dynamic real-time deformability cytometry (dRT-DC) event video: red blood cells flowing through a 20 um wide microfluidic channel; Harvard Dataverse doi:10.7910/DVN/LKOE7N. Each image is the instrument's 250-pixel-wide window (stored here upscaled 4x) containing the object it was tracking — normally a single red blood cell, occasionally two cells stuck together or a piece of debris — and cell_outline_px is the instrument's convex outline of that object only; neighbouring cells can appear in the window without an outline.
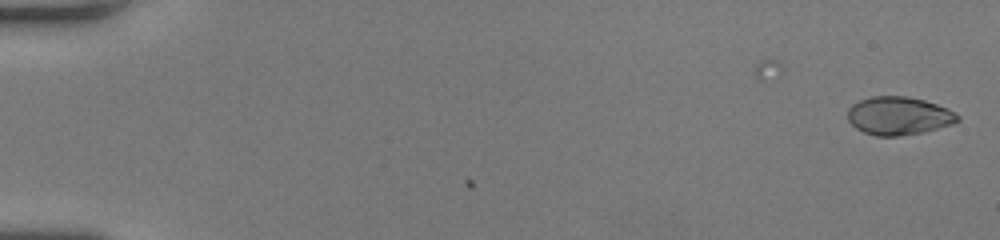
{"species": "human", "species_latin": "Homo sapiens", "temperature_condition": "room temperature", "stored_images_in_passage": 48, "camera_frame_rate_fps": 3000, "um_per_image_px": 0.085, "donor": {"sex": "female"}, "frame": {"image": 1, "passage_image": 2, "time_ms": 0.333, "image_size_px": [1000, 240], "cell_outline_px": [[960, 120], [952, 124], [924, 132], [896, 136], [876, 136], [864, 132], [856, 128], [848, 120], [848, 108], [852, 104], [860, 100], [872, 96], [908, 96], [924, 100], [948, 108], [956, 112], [960, 116]], "centroid_in_image_um": [76.41, 9.84], "position_along_channel_um": 8.6, "area_um2": 24.57}}
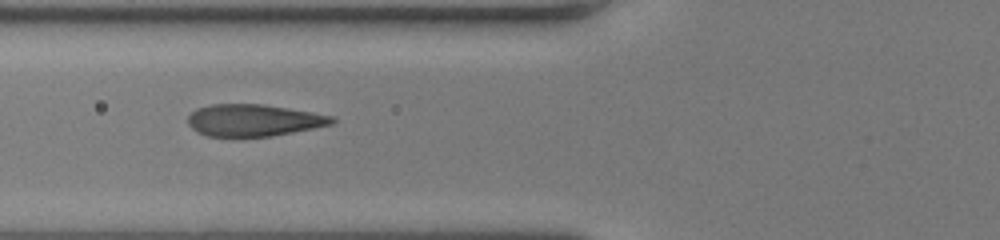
{"frame": {"image": 2, "passage_image": 26, "time_ms": 8.333, "image_size_px": [1000, 240], "cell_outline_px": [[336, 124], [272, 136], [208, 136], [196, 132], [188, 124], [188, 116], [196, 108], [212, 104], [264, 104], [312, 112], [332, 116], [336, 120]], "centroid_in_image_um": [21.57, 10.22], "position_along_channel_um": 104.2, "area_um2": 26.88}}
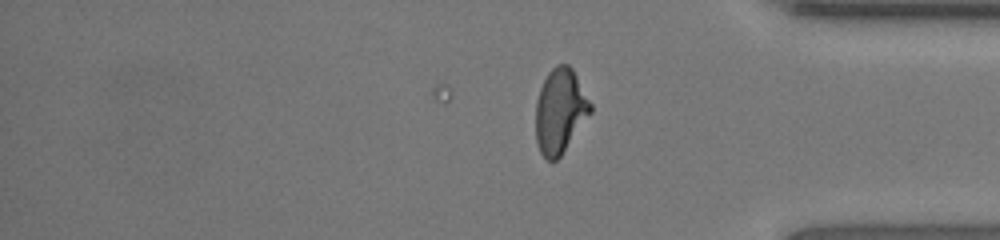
{"frame": {"image": 3, "passage_image": 48, "time_ms": 15.667, "image_size_px": [1000, 240], "cell_outline_px": [[592, 112], [560, 156], [556, 160], [548, 160], [540, 152], [536, 144], [536, 100], [540, 88], [548, 72], [556, 64], [568, 64], [572, 68], [592, 104]], "centroid_in_image_um": [47.6, 9.42], "position_along_channel_um": 387.6, "area_um2": 26.93}, "authors_computed_cell_mechanics": {"area_um2": 26.9059, "velocity_mm_per_s": 4.015, "shape_relaxation_time_tau1_ms": 4.397, "shape_relaxation_time_tau2_ms": null, "deformation_change_tau1": 0.2127, "deformation_change_tau2": null}}